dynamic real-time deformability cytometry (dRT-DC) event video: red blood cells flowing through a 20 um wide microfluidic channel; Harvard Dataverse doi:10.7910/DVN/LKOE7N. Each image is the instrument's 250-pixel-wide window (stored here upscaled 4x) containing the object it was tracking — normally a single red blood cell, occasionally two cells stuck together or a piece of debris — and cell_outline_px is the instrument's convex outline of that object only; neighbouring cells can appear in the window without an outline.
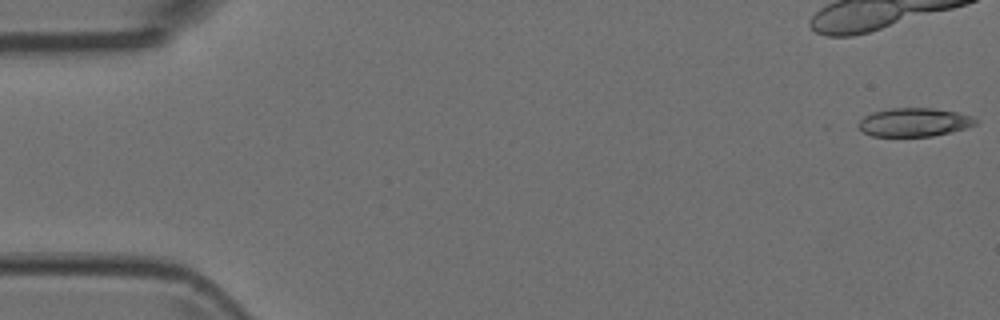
{"species": "Egyptian fruit bat (a non-hibernating species)", "species_latin": "Rousettus aegyptiacus", "temperature_condition": "room temperature", "stored_images_in_passage": 8, "camera_frame_rate_fps": 3000, "um_per_image_px": 0.085, "animal": {"sex": "female"}, "frame": {"image": 1, "passage_image": 1, "time_ms": 0.0, "image_size_px": [1000, 320], "cell_outline_px": [[980, 120], [976, 124], [968, 128], [952, 132], [932, 136], [872, 136], [864, 132], [856, 124], [864, 116], [872, 112], [892, 108], [932, 108], [956, 112], [972, 116]], "centroid_in_image_um": [77.74, 10.39], "position_along_channel_um": 7.3, "area_um2": 19.59}}